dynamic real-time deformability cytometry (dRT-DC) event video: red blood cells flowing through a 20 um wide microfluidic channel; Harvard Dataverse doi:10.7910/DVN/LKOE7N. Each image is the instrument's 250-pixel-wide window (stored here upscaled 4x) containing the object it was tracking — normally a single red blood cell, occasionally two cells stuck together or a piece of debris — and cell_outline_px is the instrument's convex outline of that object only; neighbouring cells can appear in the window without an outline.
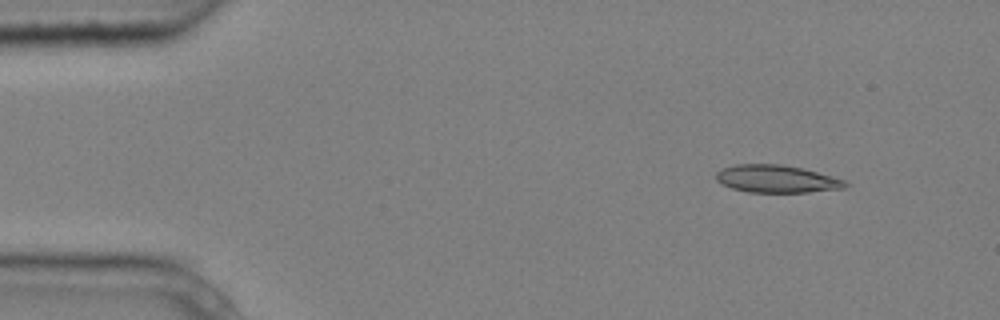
{"species": "common noctule bat (a hibernating species)", "species_latin": "Nyctalus noctula", "temperature_condition": "cold", "stored_images_in_passage": 6, "camera_frame_rate_fps": 3000, "um_per_image_px": 0.085, "animal": {"sex": "male", "body_mass_g": 20.4}, "frame": {"image": 1, "passage_image": 1, "time_ms": 0.0, "image_size_px": [1000, 320], "cell_outline_px": [[848, 184], [844, 188], [808, 192], [748, 192], [732, 188], [720, 184], [716, 180], [716, 172], [724, 168], [736, 164], [780, 164], [800, 168], [832, 176], [844, 180]], "centroid_in_image_um": [65.97, 15.21], "position_along_channel_um": 19.0, "area_um2": 20.58}}
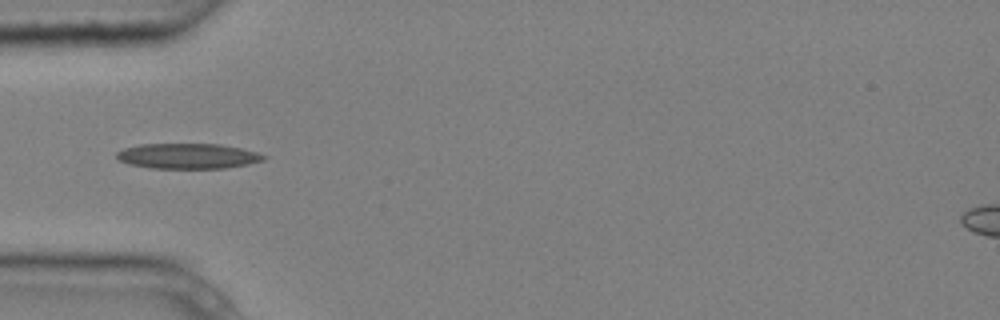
{"frame": {"image": 2, "passage_image": 4, "time_ms": 1.0, "image_size_px": [1000, 320], "cell_outline_px": [[268, 156], [264, 160], [248, 164], [224, 168], [152, 168], [128, 164], [120, 160], [116, 156], [116, 152], [124, 148], [140, 144], [220, 144], [240, 148], [256, 152]], "centroid_in_image_um": [15.96, 13.26], "position_along_channel_um": 69.0, "area_um2": 21.62}}
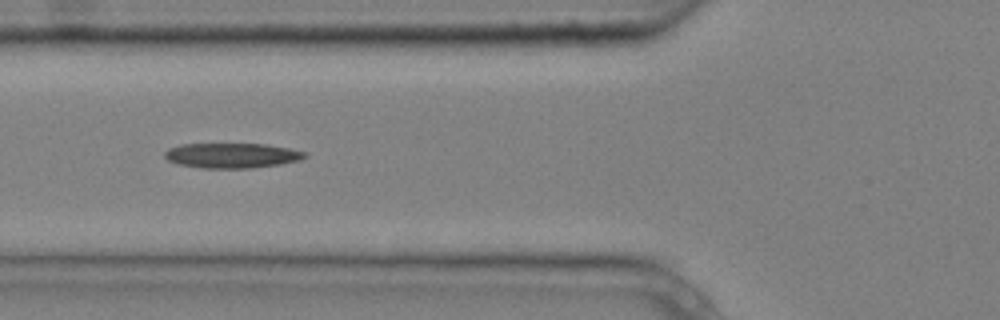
{"frame": {"image": 3, "passage_image": 5, "time_ms": 1.333, "image_size_px": [1000, 320], "cell_outline_px": [[308, 156], [300, 160], [280, 164], [252, 168], [200, 168], [176, 164], [168, 160], [164, 156], [164, 152], [168, 148], [180, 144], [268, 144], [308, 152]], "centroid_in_image_um": [19.71, 13.22], "position_along_channel_um": 106.1, "area_um2": 20.63}}